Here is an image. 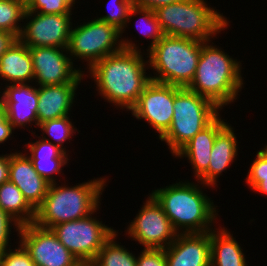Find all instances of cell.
<instances>
[{
	"label": "cell",
	"instance_id": "22",
	"mask_svg": "<svg viewBox=\"0 0 267 266\" xmlns=\"http://www.w3.org/2000/svg\"><path fill=\"white\" fill-rule=\"evenodd\" d=\"M40 137L38 136L39 139L35 142L26 144L25 148H28L30 152L28 157L42 178L50 184L56 183L55 175L61 174L62 168L69 163V154L59 146Z\"/></svg>",
	"mask_w": 267,
	"mask_h": 266
},
{
	"label": "cell",
	"instance_id": "35",
	"mask_svg": "<svg viewBox=\"0 0 267 266\" xmlns=\"http://www.w3.org/2000/svg\"><path fill=\"white\" fill-rule=\"evenodd\" d=\"M131 5L139 8H146L155 11L159 7L173 4L181 0H130Z\"/></svg>",
	"mask_w": 267,
	"mask_h": 266
},
{
	"label": "cell",
	"instance_id": "19",
	"mask_svg": "<svg viewBox=\"0 0 267 266\" xmlns=\"http://www.w3.org/2000/svg\"><path fill=\"white\" fill-rule=\"evenodd\" d=\"M80 83L44 85L38 87V125L52 119L61 118L72 111L76 91Z\"/></svg>",
	"mask_w": 267,
	"mask_h": 266
},
{
	"label": "cell",
	"instance_id": "5",
	"mask_svg": "<svg viewBox=\"0 0 267 266\" xmlns=\"http://www.w3.org/2000/svg\"><path fill=\"white\" fill-rule=\"evenodd\" d=\"M206 0H181L154 12L164 35L210 41L228 28L229 20Z\"/></svg>",
	"mask_w": 267,
	"mask_h": 266
},
{
	"label": "cell",
	"instance_id": "39",
	"mask_svg": "<svg viewBox=\"0 0 267 266\" xmlns=\"http://www.w3.org/2000/svg\"><path fill=\"white\" fill-rule=\"evenodd\" d=\"M7 119V112L3 102L0 100V124Z\"/></svg>",
	"mask_w": 267,
	"mask_h": 266
},
{
	"label": "cell",
	"instance_id": "16",
	"mask_svg": "<svg viewBox=\"0 0 267 266\" xmlns=\"http://www.w3.org/2000/svg\"><path fill=\"white\" fill-rule=\"evenodd\" d=\"M211 231L179 233L165 248L167 266H206L211 261Z\"/></svg>",
	"mask_w": 267,
	"mask_h": 266
},
{
	"label": "cell",
	"instance_id": "15",
	"mask_svg": "<svg viewBox=\"0 0 267 266\" xmlns=\"http://www.w3.org/2000/svg\"><path fill=\"white\" fill-rule=\"evenodd\" d=\"M2 90L4 91H0V100L6 108L7 119L13 129H28L32 123L38 127V87L30 83L6 84Z\"/></svg>",
	"mask_w": 267,
	"mask_h": 266
},
{
	"label": "cell",
	"instance_id": "14",
	"mask_svg": "<svg viewBox=\"0 0 267 266\" xmlns=\"http://www.w3.org/2000/svg\"><path fill=\"white\" fill-rule=\"evenodd\" d=\"M72 14H41L26 11L24 20L26 19L27 23L24 22L19 39L28 47L67 48L73 25Z\"/></svg>",
	"mask_w": 267,
	"mask_h": 266
},
{
	"label": "cell",
	"instance_id": "38",
	"mask_svg": "<svg viewBox=\"0 0 267 266\" xmlns=\"http://www.w3.org/2000/svg\"><path fill=\"white\" fill-rule=\"evenodd\" d=\"M15 39L16 38L12 34L0 30V57Z\"/></svg>",
	"mask_w": 267,
	"mask_h": 266
},
{
	"label": "cell",
	"instance_id": "12",
	"mask_svg": "<svg viewBox=\"0 0 267 266\" xmlns=\"http://www.w3.org/2000/svg\"><path fill=\"white\" fill-rule=\"evenodd\" d=\"M182 87L151 80L130 109L138 120H145L160 139L171 126L174 96Z\"/></svg>",
	"mask_w": 267,
	"mask_h": 266
},
{
	"label": "cell",
	"instance_id": "4",
	"mask_svg": "<svg viewBox=\"0 0 267 266\" xmlns=\"http://www.w3.org/2000/svg\"><path fill=\"white\" fill-rule=\"evenodd\" d=\"M105 177L69 187L52 183L43 203L36 209L34 223L42 228L85 218L100 206L101 195L106 186Z\"/></svg>",
	"mask_w": 267,
	"mask_h": 266
},
{
	"label": "cell",
	"instance_id": "41",
	"mask_svg": "<svg viewBox=\"0 0 267 266\" xmlns=\"http://www.w3.org/2000/svg\"><path fill=\"white\" fill-rule=\"evenodd\" d=\"M21 1L27 4L30 0H21Z\"/></svg>",
	"mask_w": 267,
	"mask_h": 266
},
{
	"label": "cell",
	"instance_id": "27",
	"mask_svg": "<svg viewBox=\"0 0 267 266\" xmlns=\"http://www.w3.org/2000/svg\"><path fill=\"white\" fill-rule=\"evenodd\" d=\"M69 117L70 116L67 115L61 118L45 121L38 125L43 134H40L42 136L41 138L52 142L54 145L59 146L65 152L69 151H66V148L63 144L66 143V141L68 140L71 141L73 133L75 134L77 130V128L74 127L75 125L72 124V121H70L71 119ZM47 134L53 140L48 139L46 137Z\"/></svg>",
	"mask_w": 267,
	"mask_h": 266
},
{
	"label": "cell",
	"instance_id": "11",
	"mask_svg": "<svg viewBox=\"0 0 267 266\" xmlns=\"http://www.w3.org/2000/svg\"><path fill=\"white\" fill-rule=\"evenodd\" d=\"M18 236L36 266H83L51 229L30 223L21 226Z\"/></svg>",
	"mask_w": 267,
	"mask_h": 266
},
{
	"label": "cell",
	"instance_id": "13",
	"mask_svg": "<svg viewBox=\"0 0 267 266\" xmlns=\"http://www.w3.org/2000/svg\"><path fill=\"white\" fill-rule=\"evenodd\" d=\"M36 86L81 83L84 71L74 67L67 48L29 47ZM83 72V73H82Z\"/></svg>",
	"mask_w": 267,
	"mask_h": 266
},
{
	"label": "cell",
	"instance_id": "3",
	"mask_svg": "<svg viewBox=\"0 0 267 266\" xmlns=\"http://www.w3.org/2000/svg\"><path fill=\"white\" fill-rule=\"evenodd\" d=\"M210 43L211 40L201 41L196 74L187 88L209 99L222 110L236 101L245 84L241 75L242 65L222 48Z\"/></svg>",
	"mask_w": 267,
	"mask_h": 266
},
{
	"label": "cell",
	"instance_id": "36",
	"mask_svg": "<svg viewBox=\"0 0 267 266\" xmlns=\"http://www.w3.org/2000/svg\"><path fill=\"white\" fill-rule=\"evenodd\" d=\"M9 180V154L0 155V185Z\"/></svg>",
	"mask_w": 267,
	"mask_h": 266
},
{
	"label": "cell",
	"instance_id": "17",
	"mask_svg": "<svg viewBox=\"0 0 267 266\" xmlns=\"http://www.w3.org/2000/svg\"><path fill=\"white\" fill-rule=\"evenodd\" d=\"M28 155L19 151L9 153V180L36 210L43 203L50 183L38 174Z\"/></svg>",
	"mask_w": 267,
	"mask_h": 266
},
{
	"label": "cell",
	"instance_id": "18",
	"mask_svg": "<svg viewBox=\"0 0 267 266\" xmlns=\"http://www.w3.org/2000/svg\"><path fill=\"white\" fill-rule=\"evenodd\" d=\"M219 114L208 126L197 133L174 156L186 157L191 163L195 179H198L209 166L210 153L216 135L228 124Z\"/></svg>",
	"mask_w": 267,
	"mask_h": 266
},
{
	"label": "cell",
	"instance_id": "1",
	"mask_svg": "<svg viewBox=\"0 0 267 266\" xmlns=\"http://www.w3.org/2000/svg\"><path fill=\"white\" fill-rule=\"evenodd\" d=\"M141 53L122 49L88 69L99 95L122 110L130 111L151 81L150 74L146 73V69H149L148 60Z\"/></svg>",
	"mask_w": 267,
	"mask_h": 266
},
{
	"label": "cell",
	"instance_id": "29",
	"mask_svg": "<svg viewBox=\"0 0 267 266\" xmlns=\"http://www.w3.org/2000/svg\"><path fill=\"white\" fill-rule=\"evenodd\" d=\"M250 165L246 183L253 192L267 195V150L261 148Z\"/></svg>",
	"mask_w": 267,
	"mask_h": 266
},
{
	"label": "cell",
	"instance_id": "25",
	"mask_svg": "<svg viewBox=\"0 0 267 266\" xmlns=\"http://www.w3.org/2000/svg\"><path fill=\"white\" fill-rule=\"evenodd\" d=\"M116 237L118 231L105 242L89 266H137V257L125 246L118 244Z\"/></svg>",
	"mask_w": 267,
	"mask_h": 266
},
{
	"label": "cell",
	"instance_id": "28",
	"mask_svg": "<svg viewBox=\"0 0 267 266\" xmlns=\"http://www.w3.org/2000/svg\"><path fill=\"white\" fill-rule=\"evenodd\" d=\"M135 15H140L138 19L140 21H137L138 25L136 23V28L140 31L139 33L151 39V42L146 49L148 52L164 36V33L153 10L132 6L128 14L127 24L130 23V19Z\"/></svg>",
	"mask_w": 267,
	"mask_h": 266
},
{
	"label": "cell",
	"instance_id": "6",
	"mask_svg": "<svg viewBox=\"0 0 267 266\" xmlns=\"http://www.w3.org/2000/svg\"><path fill=\"white\" fill-rule=\"evenodd\" d=\"M201 41L164 35L148 52L151 80L178 87H188L196 74ZM156 71V73H155Z\"/></svg>",
	"mask_w": 267,
	"mask_h": 266
},
{
	"label": "cell",
	"instance_id": "32",
	"mask_svg": "<svg viewBox=\"0 0 267 266\" xmlns=\"http://www.w3.org/2000/svg\"><path fill=\"white\" fill-rule=\"evenodd\" d=\"M15 249H8L0 254V266H36L29 253L20 244Z\"/></svg>",
	"mask_w": 267,
	"mask_h": 266
},
{
	"label": "cell",
	"instance_id": "21",
	"mask_svg": "<svg viewBox=\"0 0 267 266\" xmlns=\"http://www.w3.org/2000/svg\"><path fill=\"white\" fill-rule=\"evenodd\" d=\"M0 78L8 81L9 85L22 83L34 85L30 50L19 38L15 39L0 57Z\"/></svg>",
	"mask_w": 267,
	"mask_h": 266
},
{
	"label": "cell",
	"instance_id": "8",
	"mask_svg": "<svg viewBox=\"0 0 267 266\" xmlns=\"http://www.w3.org/2000/svg\"><path fill=\"white\" fill-rule=\"evenodd\" d=\"M121 37V30L116 26L95 18L77 27L72 26L68 54L72 61L74 58L87 61L89 69L96 62L122 49L141 51L137 43Z\"/></svg>",
	"mask_w": 267,
	"mask_h": 266
},
{
	"label": "cell",
	"instance_id": "34",
	"mask_svg": "<svg viewBox=\"0 0 267 266\" xmlns=\"http://www.w3.org/2000/svg\"><path fill=\"white\" fill-rule=\"evenodd\" d=\"M137 266H167L165 250L144 248L137 257Z\"/></svg>",
	"mask_w": 267,
	"mask_h": 266
},
{
	"label": "cell",
	"instance_id": "20",
	"mask_svg": "<svg viewBox=\"0 0 267 266\" xmlns=\"http://www.w3.org/2000/svg\"><path fill=\"white\" fill-rule=\"evenodd\" d=\"M231 124H227L217 135L210 153L208 169L197 179L201 184L215 188L218 177L238 155V140ZM217 180V181H216Z\"/></svg>",
	"mask_w": 267,
	"mask_h": 266
},
{
	"label": "cell",
	"instance_id": "2",
	"mask_svg": "<svg viewBox=\"0 0 267 266\" xmlns=\"http://www.w3.org/2000/svg\"><path fill=\"white\" fill-rule=\"evenodd\" d=\"M196 181V185L188 180L179 181L150 193L161 205L178 234L204 233L215 229L212 226L217 222L219 211L213 200L202 191L204 187H213Z\"/></svg>",
	"mask_w": 267,
	"mask_h": 266
},
{
	"label": "cell",
	"instance_id": "10",
	"mask_svg": "<svg viewBox=\"0 0 267 266\" xmlns=\"http://www.w3.org/2000/svg\"><path fill=\"white\" fill-rule=\"evenodd\" d=\"M143 204L139 213L129 223L126 235L144 248H167L178 233L173 229L161 205L151 194Z\"/></svg>",
	"mask_w": 267,
	"mask_h": 266
},
{
	"label": "cell",
	"instance_id": "9",
	"mask_svg": "<svg viewBox=\"0 0 267 266\" xmlns=\"http://www.w3.org/2000/svg\"><path fill=\"white\" fill-rule=\"evenodd\" d=\"M99 208L85 218L63 222L51 228L57 239L83 266H89L94 261L105 242L117 231L92 217Z\"/></svg>",
	"mask_w": 267,
	"mask_h": 266
},
{
	"label": "cell",
	"instance_id": "30",
	"mask_svg": "<svg viewBox=\"0 0 267 266\" xmlns=\"http://www.w3.org/2000/svg\"><path fill=\"white\" fill-rule=\"evenodd\" d=\"M109 14L97 17L96 19L116 26L124 33L127 27L128 14L132 7L130 0H109L108 1ZM112 8H111V6ZM110 8V9H109Z\"/></svg>",
	"mask_w": 267,
	"mask_h": 266
},
{
	"label": "cell",
	"instance_id": "31",
	"mask_svg": "<svg viewBox=\"0 0 267 266\" xmlns=\"http://www.w3.org/2000/svg\"><path fill=\"white\" fill-rule=\"evenodd\" d=\"M76 0H30L26 4V11L41 14H66L72 13Z\"/></svg>",
	"mask_w": 267,
	"mask_h": 266
},
{
	"label": "cell",
	"instance_id": "37",
	"mask_svg": "<svg viewBox=\"0 0 267 266\" xmlns=\"http://www.w3.org/2000/svg\"><path fill=\"white\" fill-rule=\"evenodd\" d=\"M14 129L12 124L6 119L3 123L0 124V145L3 144L12 136Z\"/></svg>",
	"mask_w": 267,
	"mask_h": 266
},
{
	"label": "cell",
	"instance_id": "7",
	"mask_svg": "<svg viewBox=\"0 0 267 266\" xmlns=\"http://www.w3.org/2000/svg\"><path fill=\"white\" fill-rule=\"evenodd\" d=\"M221 109L209 99L182 87L174 96L173 118L168 131L159 139L174 156L197 133L208 126Z\"/></svg>",
	"mask_w": 267,
	"mask_h": 266
},
{
	"label": "cell",
	"instance_id": "33",
	"mask_svg": "<svg viewBox=\"0 0 267 266\" xmlns=\"http://www.w3.org/2000/svg\"><path fill=\"white\" fill-rule=\"evenodd\" d=\"M14 227L16 228L14 232L19 233L21 228L20 224L6 211L0 208V254L11 248L9 240L12 234L11 229Z\"/></svg>",
	"mask_w": 267,
	"mask_h": 266
},
{
	"label": "cell",
	"instance_id": "23",
	"mask_svg": "<svg viewBox=\"0 0 267 266\" xmlns=\"http://www.w3.org/2000/svg\"><path fill=\"white\" fill-rule=\"evenodd\" d=\"M238 243L225 226L211 230V262L216 266H247L245 254Z\"/></svg>",
	"mask_w": 267,
	"mask_h": 266
},
{
	"label": "cell",
	"instance_id": "40",
	"mask_svg": "<svg viewBox=\"0 0 267 266\" xmlns=\"http://www.w3.org/2000/svg\"><path fill=\"white\" fill-rule=\"evenodd\" d=\"M206 266H216V265L213 264V263L210 261Z\"/></svg>",
	"mask_w": 267,
	"mask_h": 266
},
{
	"label": "cell",
	"instance_id": "26",
	"mask_svg": "<svg viewBox=\"0 0 267 266\" xmlns=\"http://www.w3.org/2000/svg\"><path fill=\"white\" fill-rule=\"evenodd\" d=\"M26 9V4L21 0H0V30L18 39L23 30L19 22H24Z\"/></svg>",
	"mask_w": 267,
	"mask_h": 266
},
{
	"label": "cell",
	"instance_id": "24",
	"mask_svg": "<svg viewBox=\"0 0 267 266\" xmlns=\"http://www.w3.org/2000/svg\"><path fill=\"white\" fill-rule=\"evenodd\" d=\"M0 208L20 226L34 223L36 210L27 202L20 189L10 180L0 185Z\"/></svg>",
	"mask_w": 267,
	"mask_h": 266
}]
</instances>
